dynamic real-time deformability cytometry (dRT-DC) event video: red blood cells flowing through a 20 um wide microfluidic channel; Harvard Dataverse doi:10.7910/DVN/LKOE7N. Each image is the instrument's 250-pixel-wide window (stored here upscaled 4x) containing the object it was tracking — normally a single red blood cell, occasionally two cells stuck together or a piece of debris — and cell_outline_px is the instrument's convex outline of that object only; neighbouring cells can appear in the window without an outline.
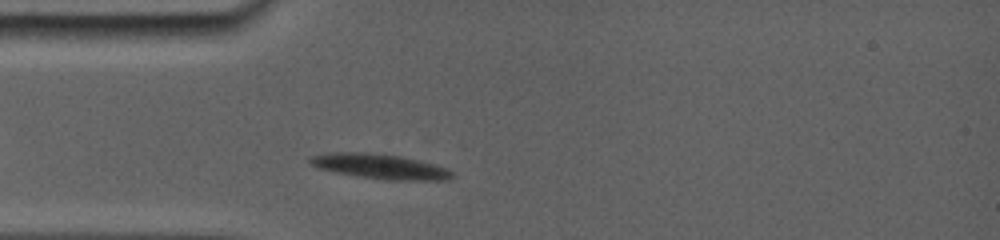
{"species": "common noctule bat (a hibernating species)", "species_latin": "Nyctalus noctula", "temperature_condition": "room temperature", "stored_images_in_passage": 1, "camera_frame_rate_fps": 5000, "um_per_image_px": 0.085, "animal": {"sex": "female", "body_mass_g": 19.0, "forearm_length_mm": 56.7}, "frame": {"image": 1, "passage_image": 1, "time_ms": 0.0, "image_size_px": [1000, 240], "cell_outline_px": [[456, 176], [448, 180], [384, 180], [356, 176], [336, 172], [320, 168], [312, 164], [308, 160], [312, 156], [340, 152], [356, 152], [400, 156], [436, 164], [452, 172]], "centroid_in_image_um": [32.37, 14.17], "position_along_channel_um": 52.6, "area_um2": 20.29}}